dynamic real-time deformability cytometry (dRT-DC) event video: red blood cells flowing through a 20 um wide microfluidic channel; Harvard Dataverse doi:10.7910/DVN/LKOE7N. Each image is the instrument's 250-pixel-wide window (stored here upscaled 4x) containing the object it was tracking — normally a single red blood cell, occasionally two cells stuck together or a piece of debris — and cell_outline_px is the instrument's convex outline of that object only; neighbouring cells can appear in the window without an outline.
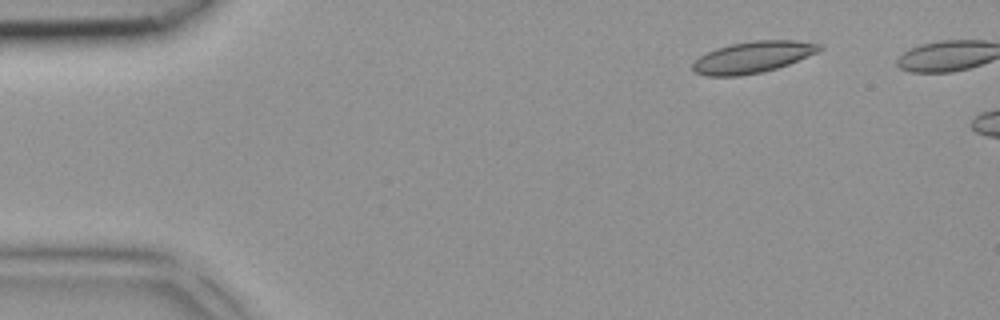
{"species": "common noctule bat (a hibernating species)", "species_latin": "Nyctalus noctula", "temperature_condition": "room temperature", "stored_images_in_passage": 3, "camera_frame_rate_fps": 3000, "um_per_image_px": 0.085, "animal": {"sex": "female", "body_mass_g": 18.4}, "frame": {"image": 1, "passage_image": 1, "time_ms": 0.0, "image_size_px": [1000, 320], "cell_outline_px": [[824, 48], [820, 52], [788, 64], [764, 72], [740, 76], [708, 76], [692, 72], [692, 64], [700, 56], [716, 48], [732, 44], [752, 40], [792, 40], [824, 44]], "centroid_in_image_um": [64.02, 4.86], "position_along_channel_um": 21.0, "area_um2": 23.47}}